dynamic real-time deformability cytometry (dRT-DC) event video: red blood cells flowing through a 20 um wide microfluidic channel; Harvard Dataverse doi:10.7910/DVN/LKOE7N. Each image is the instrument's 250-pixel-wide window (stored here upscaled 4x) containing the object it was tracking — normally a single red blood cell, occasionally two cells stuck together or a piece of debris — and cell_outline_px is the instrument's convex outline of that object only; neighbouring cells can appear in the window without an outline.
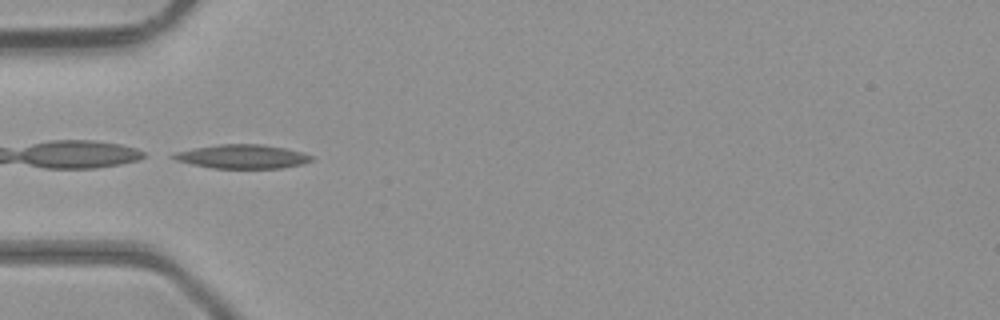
{"species": "common noctule bat (a hibernating species)", "species_latin": "Nyctalus noctula", "temperature_condition": "room temperature", "stored_images_in_passage": 31, "camera_frame_rate_fps": 3000, "um_per_image_px": 0.085, "animal": {"sex": "male", "body_mass_g": 23.1, "forearm_length_mm": 52.7}, "frame": {"image": 1, "passage_image": 1, "time_ms": 0.0, "image_size_px": [1000, 320], "cell_outline_px": [[312, 160], [300, 164], [280, 168], [212, 168], [192, 164], [176, 160], [168, 156], [176, 152], [192, 148], [220, 144], [260, 144], [284, 148], [304, 152], [312, 156]], "centroid_in_image_um": [20.56, 13.3], "position_along_channel_um": 64.4, "area_um2": 19.13}}
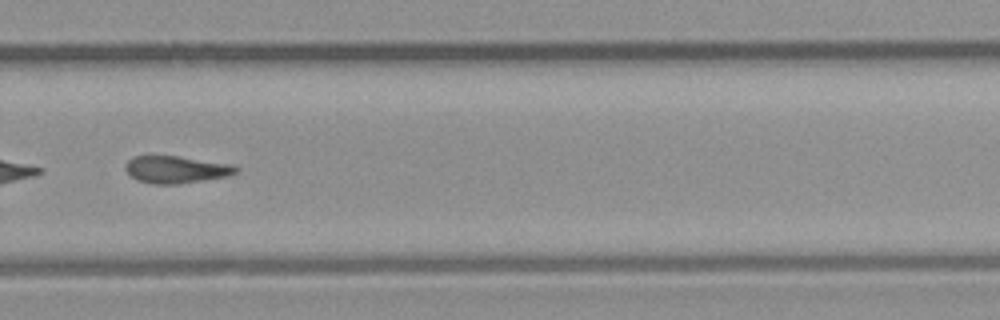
{"frame": {"image": 2, "passage_image": 18, "time_ms": 5.667, "image_size_px": [1000, 320], "cell_outline_px": [[240, 172], [228, 176], [176, 184], [152, 184], [136, 180], [124, 168], [124, 164], [132, 156], [180, 156], [236, 164], [240, 168]], "centroid_in_image_um": [15.02, 14.4], "position_along_channel_um": 314.8, "area_um2": 17.86}}